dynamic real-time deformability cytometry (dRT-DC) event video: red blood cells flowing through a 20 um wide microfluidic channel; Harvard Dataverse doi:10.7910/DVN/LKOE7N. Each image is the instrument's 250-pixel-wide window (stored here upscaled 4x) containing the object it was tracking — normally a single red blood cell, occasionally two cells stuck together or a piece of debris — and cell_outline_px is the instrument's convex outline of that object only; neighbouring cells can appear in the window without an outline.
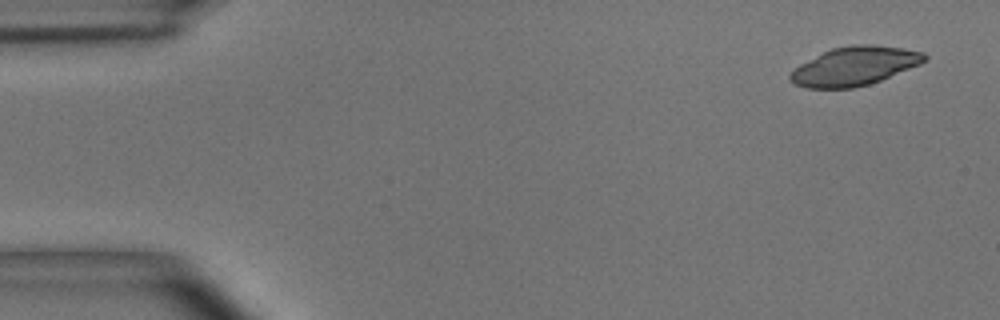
{"species": "common noctule bat (a hibernating species)", "species_latin": "Nyctalus noctula", "temperature_condition": "room temperature", "stored_images_in_passage": 8, "camera_frame_rate_fps": 3000, "um_per_image_px": 0.085, "animal": {"sex": "male", "body_mass_g": 15.6}, "frame": {"image": 1, "passage_image": 1, "time_ms": 0.0, "image_size_px": [1000, 320], "cell_outline_px": [[928, 60], [920, 64], [880, 80], [868, 84], [852, 88], [804, 88], [796, 84], [788, 76], [800, 64], [832, 48], [852, 44], [872, 44], [904, 48], [924, 52], [928, 56]], "centroid_in_image_um": [72.68, 5.6], "position_along_channel_um": 12.3, "area_um2": 30.11}}